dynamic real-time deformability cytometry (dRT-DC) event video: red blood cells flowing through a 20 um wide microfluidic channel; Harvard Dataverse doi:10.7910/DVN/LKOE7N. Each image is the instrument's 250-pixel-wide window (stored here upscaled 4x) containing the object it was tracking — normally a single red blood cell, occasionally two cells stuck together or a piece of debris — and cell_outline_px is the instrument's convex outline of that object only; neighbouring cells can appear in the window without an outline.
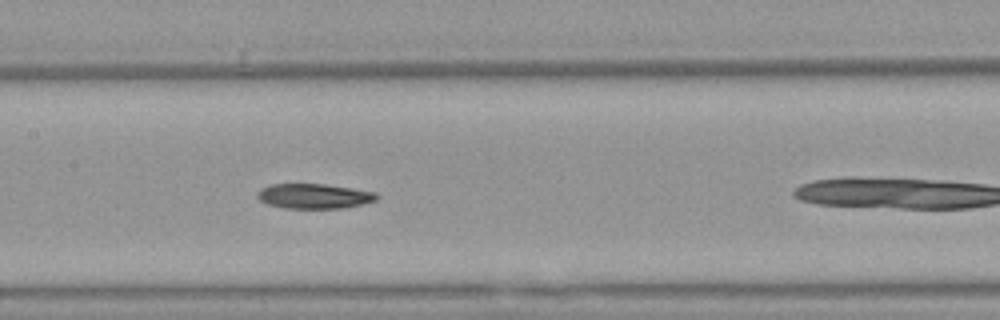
{"species": "Egyptian fruit bat (a non-hibernating species)", "species_latin": "Rousettus aegyptiacus", "temperature_condition": "warm", "stored_images_in_passage": 6, "camera_frame_rate_fps": 3000, "um_per_image_px": 0.085, "animal": {"sex": "female"}, "frame": {"image": 1, "passage_image": 5, "time_ms": 1.333, "image_size_px": [1000, 320], "cell_outline_px": [[380, 196], [376, 200], [344, 208], [284, 208], [268, 204], [260, 200], [256, 196], [256, 192], [260, 188], [272, 184], [324, 184], [352, 188], [376, 192]], "centroid_in_image_um": [26.68, 16.66], "position_along_channel_um": 180.7, "area_um2": 17.34}}